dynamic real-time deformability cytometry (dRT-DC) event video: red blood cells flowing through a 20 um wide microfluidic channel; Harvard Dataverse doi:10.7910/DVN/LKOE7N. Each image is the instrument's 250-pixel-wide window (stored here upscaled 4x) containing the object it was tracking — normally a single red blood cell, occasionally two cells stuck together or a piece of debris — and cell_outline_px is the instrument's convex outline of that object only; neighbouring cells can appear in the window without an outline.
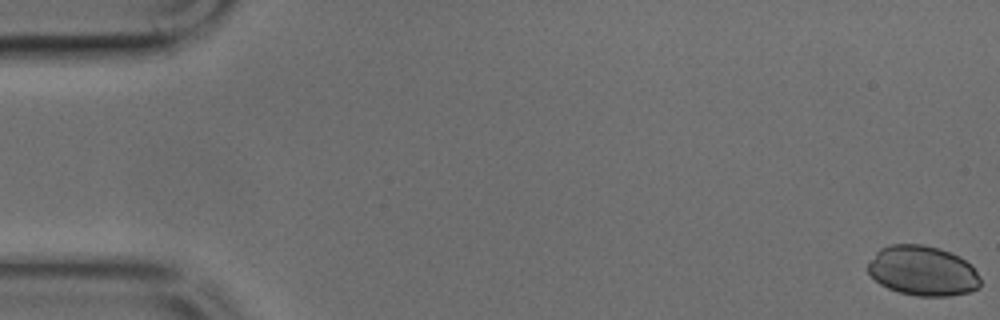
{"species": "common noctule bat (a hibernating species)", "species_latin": "Nyctalus noctula", "temperature_condition": "cold", "stored_images_in_passage": 15, "camera_frame_rate_fps": 3000, "um_per_image_px": 0.085, "animal": {"sex": "male", "body_mass_g": 17.9, "forearm_length_mm": 54.2}, "frame": {"image": 1, "passage_image": 1, "time_ms": 0.0, "image_size_px": [1000, 320], "cell_outline_px": [[980, 288], [968, 292], [948, 296], [916, 296], [900, 292], [888, 288], [880, 284], [868, 272], [868, 264], [876, 252], [880, 248], [888, 244], [924, 244], [940, 248], [960, 256], [972, 264], [980, 280]], "centroid_in_image_um": [78.44, 23.01], "position_along_channel_um": 6.6, "area_um2": 32.89}}